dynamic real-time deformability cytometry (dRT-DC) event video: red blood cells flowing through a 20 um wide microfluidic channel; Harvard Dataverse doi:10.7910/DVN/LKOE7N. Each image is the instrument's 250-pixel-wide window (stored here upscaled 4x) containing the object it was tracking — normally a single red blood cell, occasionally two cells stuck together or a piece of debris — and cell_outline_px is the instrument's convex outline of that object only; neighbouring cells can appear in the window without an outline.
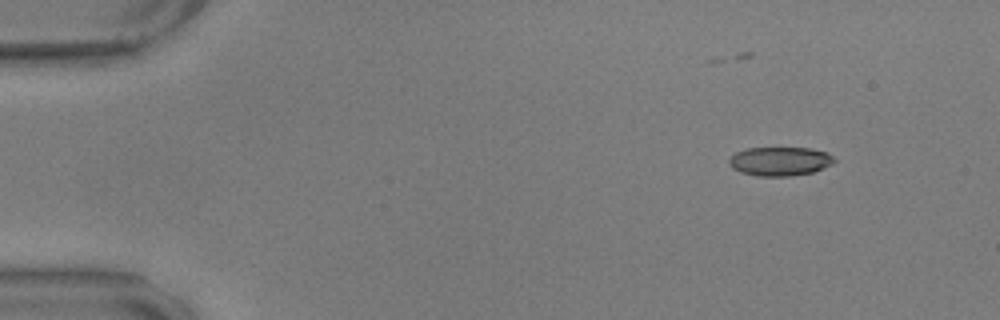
{"species": "common noctule bat (a hibernating species)", "species_latin": "Nyctalus noctula", "temperature_condition": "warm", "stored_images_in_passage": 17, "camera_frame_rate_fps": 3000, "um_per_image_px": 0.085, "animal": {"sex": "male", "body_mass_g": 17.9, "forearm_length_mm": 54.2}, "frame": {"image": 1, "passage_image": 1, "time_ms": 0.0, "image_size_px": [1000, 320], "cell_outline_px": [[836, 160], [832, 164], [812, 172], [792, 176], [756, 176], [740, 172], [732, 168], [728, 164], [728, 160], [736, 152], [748, 148], [812, 148], [828, 152]], "centroid_in_image_um": [66.29, 13.71], "position_along_channel_um": 18.7, "area_um2": 17.8}}
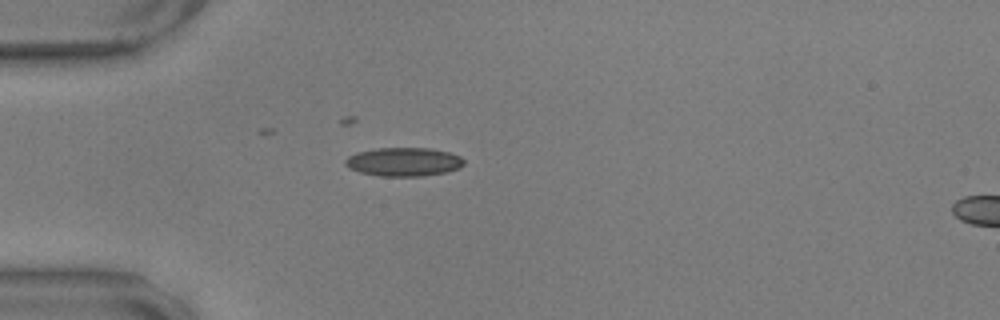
{"frame": {"image": 2, "passage_image": 11, "time_ms": 3.333, "image_size_px": [1000, 320], "cell_outline_px": [[464, 164], [460, 168], [448, 172], [424, 176], [380, 176], [360, 172], [348, 168], [344, 164], [344, 160], [348, 156], [356, 152], [376, 148], [432, 148], [448, 152], [460, 156], [464, 160]], "centroid_in_image_um": [34.31, 13.76], "position_along_channel_um": 50.7, "area_um2": 20.06}}